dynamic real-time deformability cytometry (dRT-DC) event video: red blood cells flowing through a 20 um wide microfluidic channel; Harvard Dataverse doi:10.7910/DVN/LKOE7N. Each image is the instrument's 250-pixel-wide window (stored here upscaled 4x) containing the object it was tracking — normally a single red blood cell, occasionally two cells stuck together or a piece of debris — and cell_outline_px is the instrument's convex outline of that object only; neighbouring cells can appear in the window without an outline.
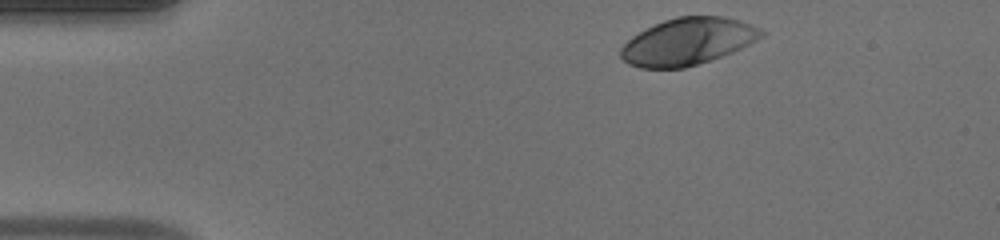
{"species": "human", "species_latin": "Homo sapiens", "temperature_condition": "warm", "stored_images_in_passage": 33, "camera_frame_rate_fps": 3000, "um_per_image_px": 0.085, "donor": {"sex": "male"}, "frame": {"image": 1, "passage_image": 1, "time_ms": 0.0, "image_size_px": [1000, 240], "cell_outline_px": [[768, 32], [764, 36], [732, 52], [684, 68], [640, 68], [628, 64], [620, 56], [620, 48], [632, 36], [664, 20], [676, 16], [724, 16], [740, 20], [760, 28]], "centroid_in_image_um": [58.47, 3.52], "position_along_channel_um": 26.5, "area_um2": 38.26}}
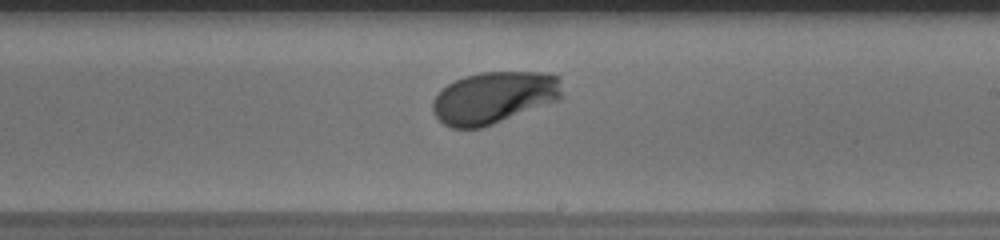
{"frame": {"image": 2, "passage_image": 22, "time_ms": 7.0, "image_size_px": [1000, 240], "cell_outline_px": [[564, 96], [556, 100], [492, 124], [480, 128], [452, 128], [444, 124], [432, 112], [432, 100], [440, 88], [464, 76], [480, 72], [548, 72], [560, 76]], "centroid_in_image_um": [41.97, 8.27], "position_along_channel_um": 247.0, "area_um2": 39.3}}
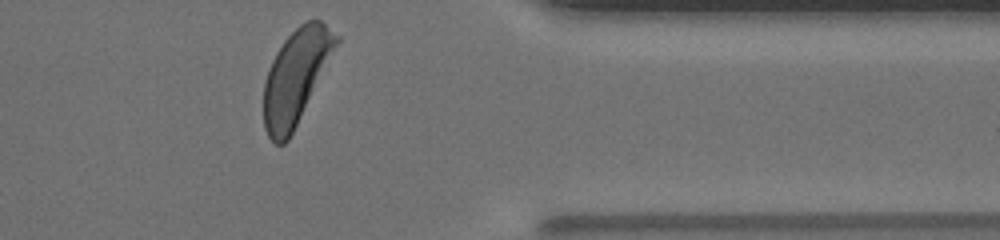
{"frame": {"image": 3, "passage_image": 33, "time_ms": 10.667, "image_size_px": [1000, 240], "cell_outline_px": [[340, 40], [288, 140], [284, 144], [276, 144], [268, 136], [264, 128], [264, 80], [268, 68], [276, 52], [284, 40], [300, 24], [308, 20], [320, 20], [340, 36]], "centroid_in_image_um": [25.14, 6.5], "position_along_channel_um": 386.3, "area_um2": 39.13}, "authors_computed_cell_mechanics": {"area_um2": 38.6682, "velocity_mm_per_s": 4.1752, "shape_relaxation_time_tau1_ms": 1.7738, "shape_relaxation_time_tau2_ms": null, "deformation_change_tau1": 0.1517, "deformation_change_tau2": null}}